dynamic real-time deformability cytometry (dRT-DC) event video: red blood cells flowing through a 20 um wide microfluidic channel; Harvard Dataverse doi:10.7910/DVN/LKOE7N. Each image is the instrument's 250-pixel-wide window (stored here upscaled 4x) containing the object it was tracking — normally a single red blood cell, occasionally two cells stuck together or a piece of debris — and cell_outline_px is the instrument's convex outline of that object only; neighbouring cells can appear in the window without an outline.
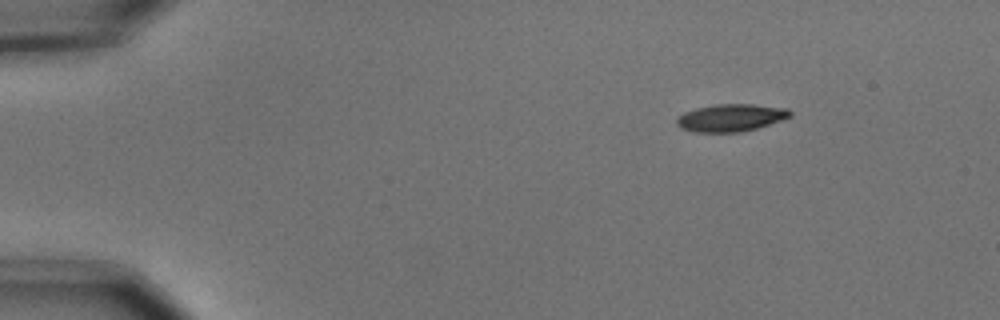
{"species": "common noctule bat (a hibernating species)", "species_latin": "Nyctalus noctula", "temperature_condition": "cold", "stored_images_in_passage": 48, "camera_frame_rate_fps": 3000, "um_per_image_px": 0.085, "animal": {"sex": "male", "body_mass_g": 15.6}, "frame": {"image": 1, "passage_image": 1, "time_ms": 0.0, "image_size_px": [1000, 320], "cell_outline_px": [[792, 116], [756, 128], [740, 132], [696, 132], [680, 128], [676, 124], [676, 116], [684, 112], [696, 108], [716, 104], [752, 104], [788, 108], [792, 112]], "centroid_in_image_um": [62.09, 10.0], "position_along_channel_um": 22.9, "area_um2": 18.15}}
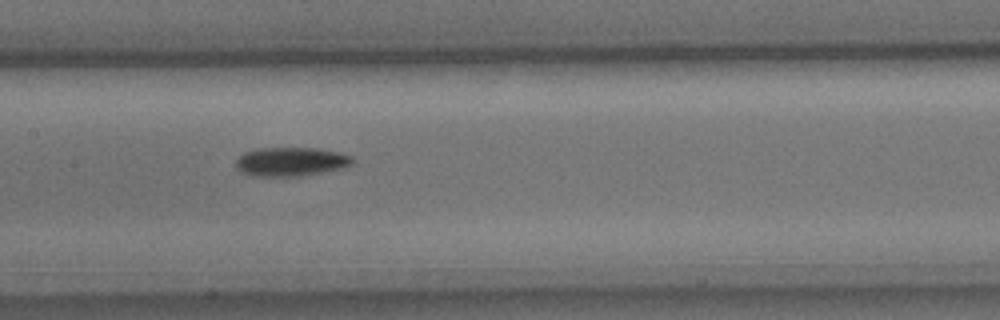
{"frame": {"image": 2, "passage_image": 21, "time_ms": 6.667, "image_size_px": [1000, 320], "cell_outline_px": [[356, 160], [352, 164], [344, 168], [304, 176], [252, 176], [240, 172], [236, 168], [236, 156], [244, 152], [260, 148], [316, 148], [340, 152], [352, 156]], "centroid_in_image_um": [24.74, 13.75], "position_along_channel_um": 182.7, "area_um2": 20.06}}
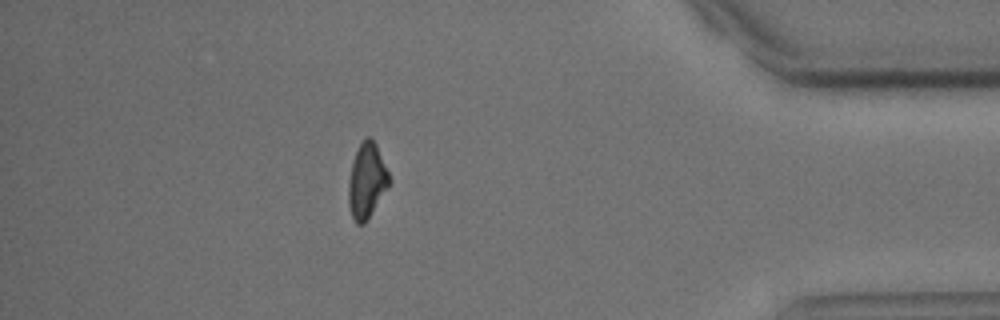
{"frame": {"image": 3, "passage_image": 42, "time_ms": 13.667, "image_size_px": [1000, 320], "cell_outline_px": [[388, 188], [364, 224], [356, 224], [352, 216], [348, 204], [348, 180], [352, 164], [356, 152], [360, 144], [368, 136], [372, 136], [376, 144], [388, 172]], "centroid_in_image_um": [31.16, 15.38], "position_along_channel_um": 404.0, "area_um2": 17.51}, "authors_computed_cell_mechanics": {"area_um2": 18.8428, "velocity_mm_per_s": 3.6866, "shape_relaxation_time_tau1_ms": 3.1089, "shape_relaxation_time_tau2_ms": null, "deformation_change_tau1": 0.1344, "deformation_change_tau2": null}}